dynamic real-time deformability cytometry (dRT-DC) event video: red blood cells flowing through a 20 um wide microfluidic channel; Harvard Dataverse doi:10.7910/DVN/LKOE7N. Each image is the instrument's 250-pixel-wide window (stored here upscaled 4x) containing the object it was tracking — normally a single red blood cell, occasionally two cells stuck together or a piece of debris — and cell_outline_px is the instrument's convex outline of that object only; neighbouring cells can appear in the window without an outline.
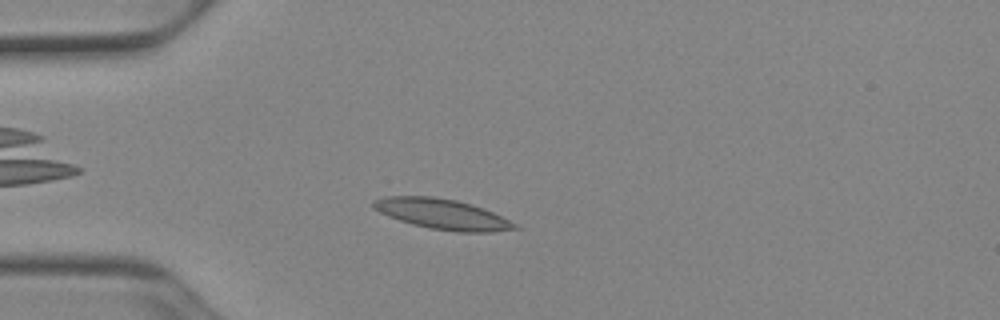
{"species": "Egyptian fruit bat (a non-hibernating species)", "species_latin": "Rousettus aegyptiacus", "temperature_condition": "cold", "stored_images_in_passage": 43, "camera_frame_rate_fps": 3000, "um_per_image_px": 0.085, "animal": {"sex": "female"}, "frame": {"image": 1, "passage_image": 11, "time_ms": 3.333, "image_size_px": [1000, 320], "cell_outline_px": [[520, 228], [492, 232], [456, 232], [432, 228], [412, 224], [388, 216], [372, 208], [372, 200], [384, 196], [432, 196], [456, 200], [472, 204], [484, 208], [516, 224]], "centroid_in_image_um": [37.56, 18.19], "position_along_channel_um": 47.4, "area_um2": 24.91}}
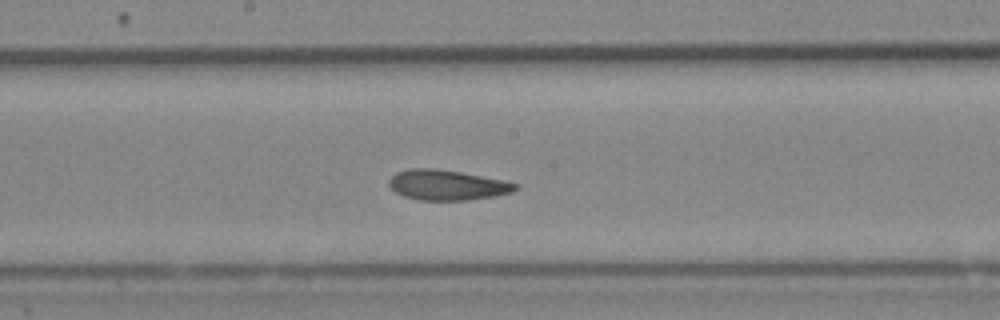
{"frame": {"image": 2, "passage_image": 25, "time_ms": 8.0, "image_size_px": [1000, 320], "cell_outline_px": [[516, 188], [512, 192], [496, 196], [468, 200], [420, 200], [404, 196], [396, 192], [388, 184], [388, 180], [396, 172], [408, 168], [436, 168], [460, 172], [504, 180], [516, 184]], "centroid_in_image_um": [37.97, 15.72], "position_along_channel_um": 210.2, "area_um2": 22.2}}
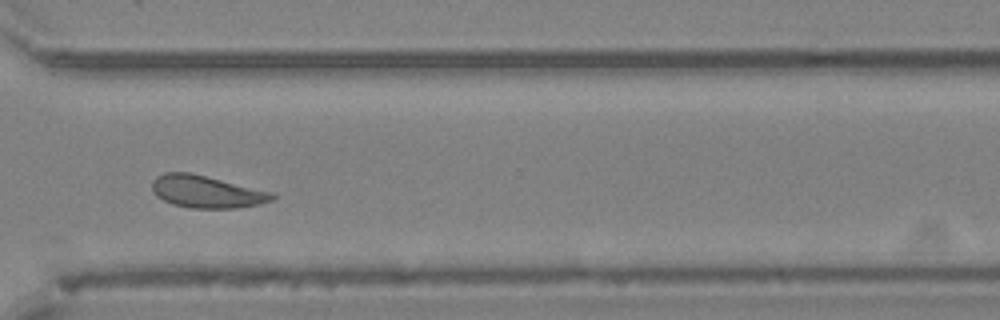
{"frame": {"image": 3, "passage_image": 36, "time_ms": 11.667, "image_size_px": [1000, 320], "cell_outline_px": [[276, 196], [272, 200], [260, 204], [236, 208], [192, 208], [172, 204], [156, 196], [152, 188], [152, 180], [156, 176], [164, 172], [188, 172], [272, 192]], "centroid_in_image_um": [17.52, 16.3], "position_along_channel_um": 353.1, "area_um2": 22.43}, "authors_computed_cell_mechanics": {"area_um2": 22.6576, "velocity_mm_per_s": 3.8857, "shape_relaxation_time_tau1_ms": 4.7897, "shape_relaxation_time_tau2_ms": 2.4192, "deformation_change_tau1": 0.1065, "deformation_change_tau2": 0.0682}}